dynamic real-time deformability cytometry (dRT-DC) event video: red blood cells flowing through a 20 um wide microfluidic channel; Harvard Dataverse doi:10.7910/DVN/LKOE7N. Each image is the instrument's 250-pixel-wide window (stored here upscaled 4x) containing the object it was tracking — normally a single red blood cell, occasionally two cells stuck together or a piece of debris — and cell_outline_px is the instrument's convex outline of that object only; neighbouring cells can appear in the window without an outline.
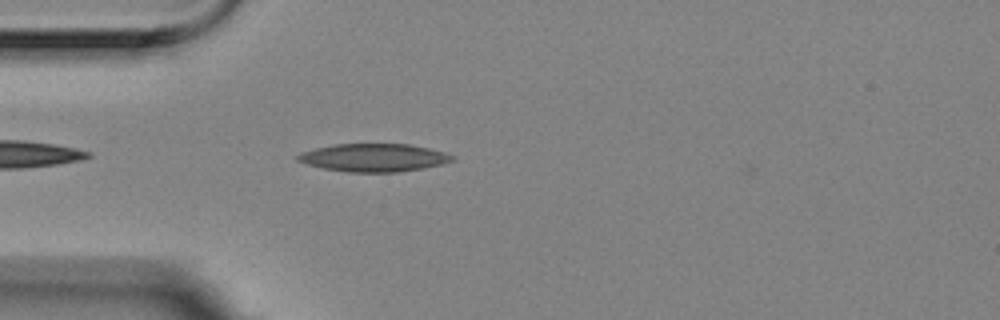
{"species": "Egyptian fruit bat (a non-hibernating species)", "species_latin": "Rousettus aegyptiacus", "temperature_condition": "room temperature", "stored_images_in_passage": 5, "camera_frame_rate_fps": 3000, "um_per_image_px": 0.085, "animal": {"sex": "female"}, "frame": {"image": 1, "passage_image": 5, "time_ms": 1.333, "image_size_px": [1000, 320], "cell_outline_px": [[456, 160], [444, 164], [424, 168], [400, 172], [348, 172], [324, 168], [308, 164], [296, 160], [296, 156], [300, 152], [316, 148], [336, 144], [408, 144], [428, 148], [444, 152], [456, 156]], "centroid_in_image_um": [31.82, 13.4], "position_along_channel_um": 53.2, "area_um2": 25.26}}